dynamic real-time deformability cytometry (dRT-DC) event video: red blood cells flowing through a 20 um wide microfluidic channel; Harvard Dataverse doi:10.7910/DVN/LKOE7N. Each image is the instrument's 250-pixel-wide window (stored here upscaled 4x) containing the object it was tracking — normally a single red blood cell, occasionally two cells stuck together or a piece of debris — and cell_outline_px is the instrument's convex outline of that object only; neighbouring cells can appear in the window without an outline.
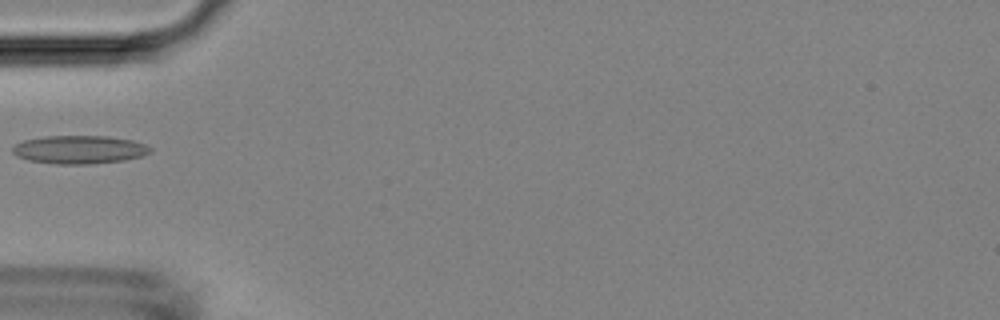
{"species": "Egyptian fruit bat (a non-hibernating species)", "species_latin": "Rousettus aegyptiacus", "temperature_condition": "room temperature", "stored_images_in_passage": 4, "camera_frame_rate_fps": 3000, "um_per_image_px": 0.085, "animal": {"sex": "female"}, "frame": {"image": 1, "passage_image": 3, "time_ms": 3.333, "image_size_px": [1000, 320], "cell_outline_px": [[152, 152], [144, 156], [124, 160], [92, 164], [56, 164], [28, 160], [16, 156], [12, 152], [12, 148], [16, 144], [24, 140], [44, 136], [108, 136], [132, 140], [144, 144], [152, 148]], "centroid_in_image_um": [6.76, 12.72], "position_along_channel_um": 78.2, "area_um2": 22.83}}